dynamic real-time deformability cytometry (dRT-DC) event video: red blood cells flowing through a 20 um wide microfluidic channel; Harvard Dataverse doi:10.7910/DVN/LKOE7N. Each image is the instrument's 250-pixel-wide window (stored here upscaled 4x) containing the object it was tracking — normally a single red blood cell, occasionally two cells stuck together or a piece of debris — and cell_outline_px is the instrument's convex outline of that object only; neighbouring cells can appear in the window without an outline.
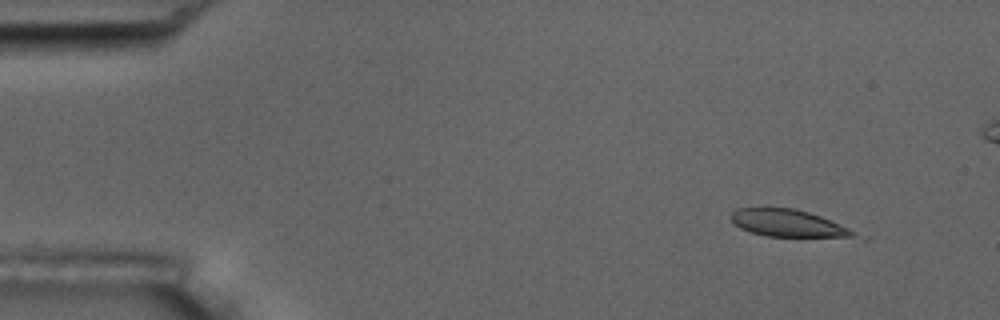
{"species": "common noctule bat (a hibernating species)", "species_latin": "Nyctalus noctula", "temperature_condition": "room temperature", "stored_images_in_passage": 6, "camera_frame_rate_fps": 3000, "um_per_image_px": 0.085, "animal": {"sex": "male", "body_mass_g": 17.5, "forearm_length_mm": 52.3}, "frame": {"image": 1, "passage_image": 1, "time_ms": 0.0, "image_size_px": [1000, 320], "cell_outline_px": [[872, 236], [868, 240], [864, 240], [768, 236], [752, 232], [740, 228], [728, 216], [736, 208], [792, 208], [808, 212], [820, 216]], "centroid_in_image_um": [67.35, 19.06], "position_along_channel_um": 17.6, "area_um2": 20.98}}